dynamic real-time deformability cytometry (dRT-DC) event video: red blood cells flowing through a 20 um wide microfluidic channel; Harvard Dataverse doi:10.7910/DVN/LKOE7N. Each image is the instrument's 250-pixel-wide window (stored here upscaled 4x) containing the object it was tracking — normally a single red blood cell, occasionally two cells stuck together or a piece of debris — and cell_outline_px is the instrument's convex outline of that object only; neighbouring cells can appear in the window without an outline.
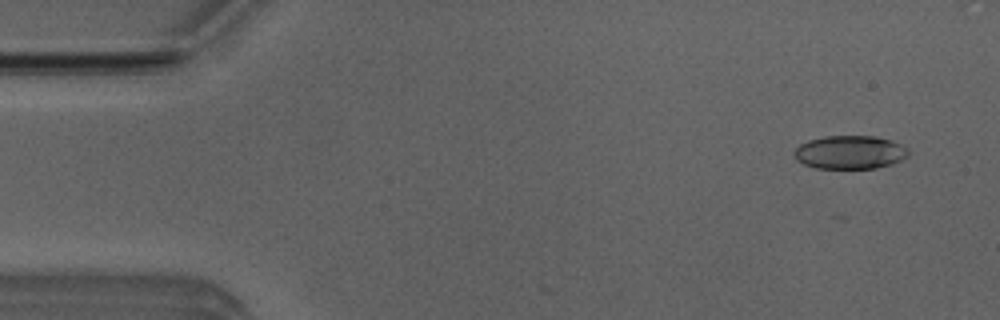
{"species": "Egyptian fruit bat (a non-hibernating species)", "species_latin": "Rousettus aegyptiacus", "temperature_condition": "room temperature", "stored_images_in_passage": 6, "camera_frame_rate_fps": 3000, "um_per_image_px": 0.085, "animal": {"sex": "male"}, "frame": {"image": 1, "passage_image": 3, "time_ms": 0.667, "image_size_px": [1000, 320], "cell_outline_px": [[908, 156], [892, 164], [876, 168], [816, 168], [804, 164], [796, 160], [792, 152], [800, 144], [808, 140], [824, 136], [876, 136], [892, 140], [908, 148]], "centroid_in_image_um": [72.23, 12.94], "position_along_channel_um": 12.8, "area_um2": 22.37}}